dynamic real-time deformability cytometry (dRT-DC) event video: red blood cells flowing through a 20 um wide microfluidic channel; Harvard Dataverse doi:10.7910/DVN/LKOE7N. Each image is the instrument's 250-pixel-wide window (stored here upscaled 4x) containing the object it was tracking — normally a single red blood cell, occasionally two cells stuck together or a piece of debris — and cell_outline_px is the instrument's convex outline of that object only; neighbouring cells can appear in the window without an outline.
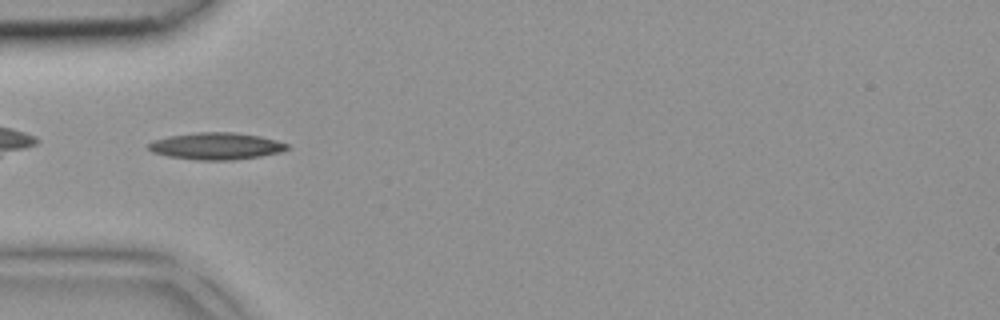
{"species": "common noctule bat (a hibernating species)", "species_latin": "Nyctalus noctula", "temperature_condition": "room temperature", "stored_images_in_passage": 42, "camera_frame_rate_fps": 3000, "um_per_image_px": 0.085, "animal": {"sex": "female", "body_mass_g": 18.4}, "frame": {"image": 1, "passage_image": 13, "time_ms": 4.0, "image_size_px": [1000, 320], "cell_outline_px": [[292, 148], [280, 152], [260, 156], [232, 160], [196, 160], [168, 156], [152, 152], [148, 148], [148, 144], [152, 140], [168, 136], [196, 132], [236, 132], [260, 136], [276, 140], [288, 144]], "centroid_in_image_um": [18.38, 12.41], "position_along_channel_um": 66.6, "area_um2": 21.91}}
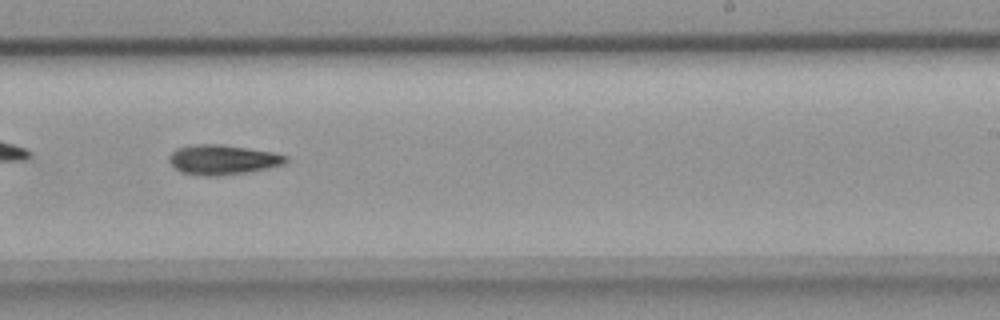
{"frame": {"image": 2, "passage_image": 26, "time_ms": 8.333, "image_size_px": [1000, 320], "cell_outline_px": [[288, 160], [284, 164], [268, 168], [248, 172], [216, 176], [204, 176], [180, 172], [168, 160], [168, 156], [176, 148], [192, 144], [220, 144], [272, 152], [288, 156]], "centroid_in_image_um": [18.91, 13.57], "position_along_channel_um": 270.1, "area_um2": 20.29}}
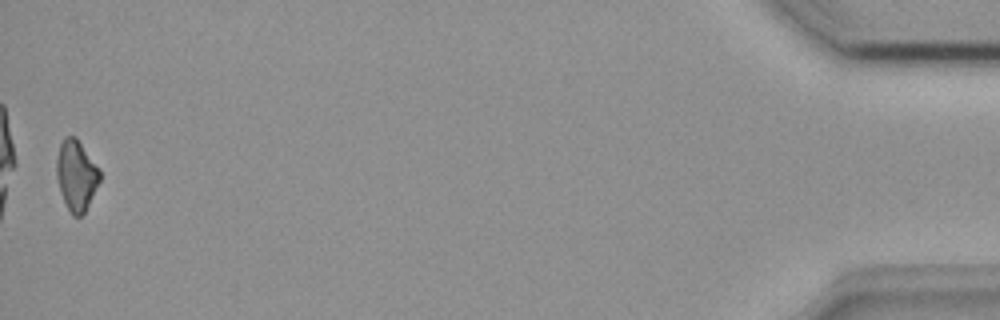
{"frame": {"image": 3, "passage_image": 42, "time_ms": 13.667, "image_size_px": [1000, 320], "cell_outline_px": [[100, 180], [84, 212], [80, 216], [72, 216], [60, 192], [56, 176], [56, 160], [60, 144], [64, 136], [76, 136], [100, 168]], "centroid_in_image_um": [6.48, 14.86], "position_along_channel_um": 428.7, "area_um2": 17.74}}